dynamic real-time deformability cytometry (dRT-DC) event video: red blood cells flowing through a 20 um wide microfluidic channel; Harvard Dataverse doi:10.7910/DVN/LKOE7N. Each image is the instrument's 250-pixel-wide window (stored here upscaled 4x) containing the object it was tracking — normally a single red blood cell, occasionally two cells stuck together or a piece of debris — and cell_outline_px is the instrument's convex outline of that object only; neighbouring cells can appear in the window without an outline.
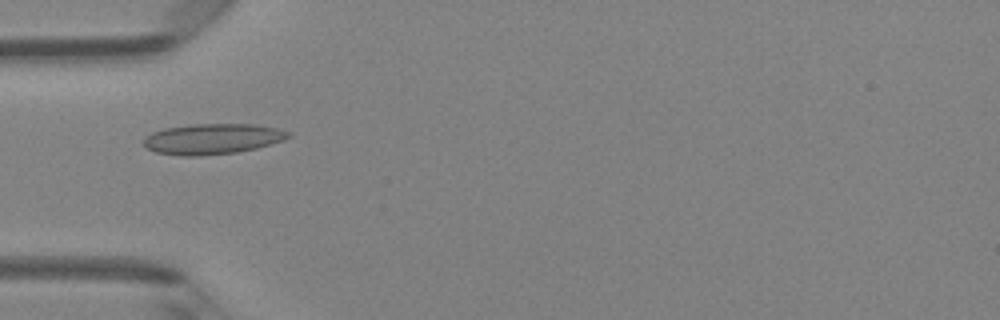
{"species": "Egyptian fruit bat (a non-hibernating species)", "species_latin": "Rousettus aegyptiacus", "temperature_condition": "room temperature", "stored_images_in_passage": 6, "camera_frame_rate_fps": 3000, "um_per_image_px": 0.085, "animal": {"sex": "female"}, "frame": {"image": 1, "passage_image": 5, "time_ms": 1.333, "image_size_px": [1000, 320], "cell_outline_px": [[292, 136], [284, 140], [256, 148], [236, 152], [200, 156], [184, 156], [156, 152], [148, 148], [144, 144], [144, 136], [152, 132], [164, 128], [192, 124], [256, 124], [276, 128], [292, 132]], "centroid_in_image_um": [18.08, 11.8], "position_along_channel_um": 66.9, "area_um2": 25.84}}
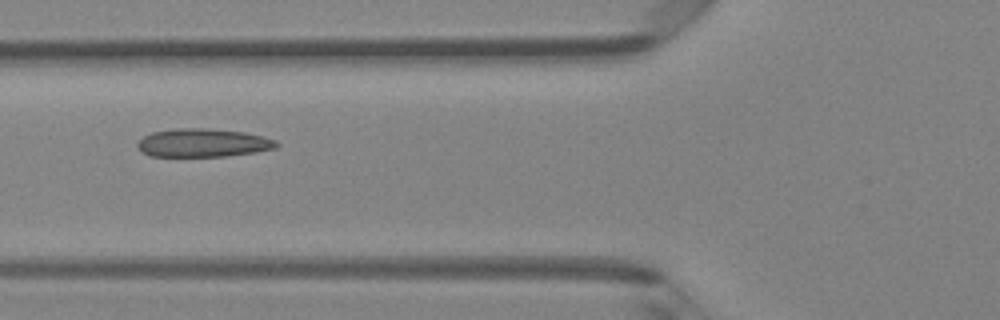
{"frame": {"image": 2, "passage_image": 6, "time_ms": 1.667, "image_size_px": [1000, 320], "cell_outline_px": [[280, 144], [276, 148], [256, 152], [228, 156], [148, 156], [136, 144], [144, 136], [152, 132], [176, 128], [204, 128], [244, 132], [276, 140]], "centroid_in_image_um": [17.27, 12.14], "position_along_channel_um": 108.5, "area_um2": 22.83}}